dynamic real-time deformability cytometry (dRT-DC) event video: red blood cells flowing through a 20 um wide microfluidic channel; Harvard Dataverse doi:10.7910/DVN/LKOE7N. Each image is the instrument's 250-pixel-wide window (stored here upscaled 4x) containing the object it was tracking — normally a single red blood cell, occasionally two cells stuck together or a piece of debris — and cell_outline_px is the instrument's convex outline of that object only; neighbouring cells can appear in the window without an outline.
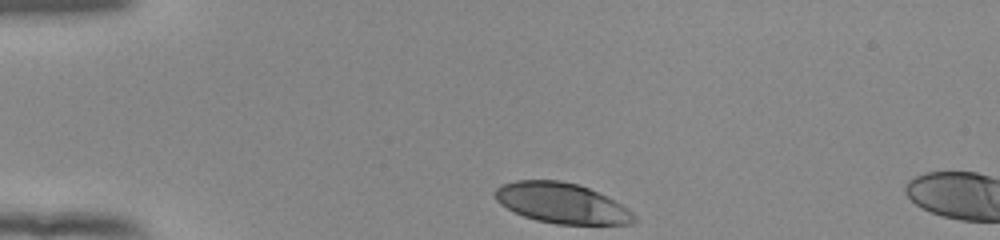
{"species": "human", "species_latin": "Homo sapiens", "temperature_condition": "room temperature", "stored_images_in_passage": 4, "camera_frame_rate_fps": 3000, "um_per_image_px": 0.085, "donor": {"sex": "female"}, "frame": {"image": 1, "passage_image": 1, "time_ms": 0.0, "image_size_px": [1000, 240], "cell_outline_px": [[636, 220], [632, 224], [556, 224], [536, 220], [524, 216], [500, 204], [496, 200], [496, 188], [500, 184], [516, 180], [560, 180], [576, 184], [588, 188], [628, 208], [636, 216]], "centroid_in_image_um": [47.73, 17.27], "position_along_channel_um": 37.3, "area_um2": 32.37}}